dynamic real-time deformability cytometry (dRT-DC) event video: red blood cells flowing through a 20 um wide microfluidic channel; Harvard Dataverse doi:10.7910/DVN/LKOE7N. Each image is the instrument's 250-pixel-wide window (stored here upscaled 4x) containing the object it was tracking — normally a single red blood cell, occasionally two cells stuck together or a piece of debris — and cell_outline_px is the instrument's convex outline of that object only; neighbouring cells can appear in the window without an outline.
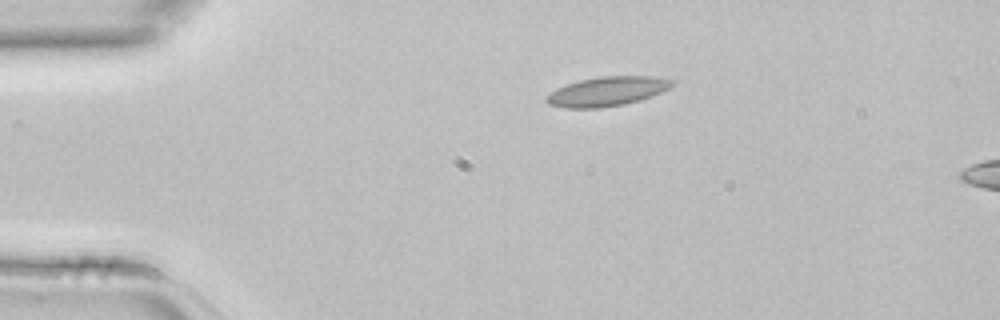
{"species": "common noctule bat (a hibernating species)", "species_latin": "Nyctalus noctula", "temperature_condition": "room temperature", "stored_images_in_passage": 3, "camera_frame_rate_fps": 3000, "um_per_image_px": 0.085, "animal": {"sex": "female", "body_mass_g": 22.7, "forearm_length_mm": 54.2}, "frame": {"image": 1, "passage_image": 3, "time_ms": 0.667, "image_size_px": [1000, 320], "cell_outline_px": [[676, 80], [668, 88], [652, 96], [624, 104], [600, 108], [564, 108], [548, 104], [544, 100], [544, 96], [556, 88], [580, 80], [600, 76], [656, 76]], "centroid_in_image_um": [51.56, 7.77], "position_along_channel_um": 33.4, "area_um2": 21.56}}